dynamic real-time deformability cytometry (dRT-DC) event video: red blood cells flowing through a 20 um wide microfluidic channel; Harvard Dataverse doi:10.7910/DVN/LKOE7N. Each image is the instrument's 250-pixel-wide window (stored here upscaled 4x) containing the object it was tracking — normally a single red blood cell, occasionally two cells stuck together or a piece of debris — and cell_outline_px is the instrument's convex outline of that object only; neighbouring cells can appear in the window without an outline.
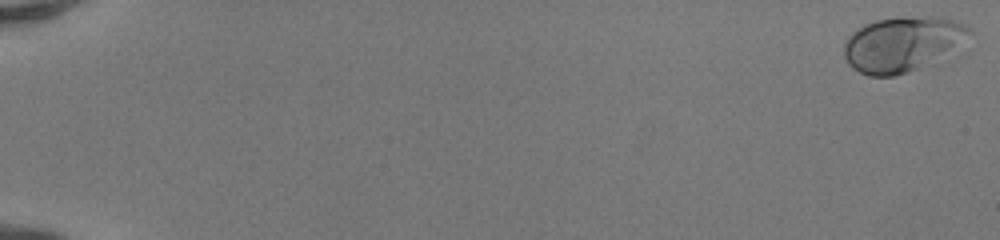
{"species": "human", "species_latin": "Homo sapiens", "temperature_condition": "room temperature", "stored_images_in_passage": 52, "camera_frame_rate_fps": 3000, "um_per_image_px": 0.085, "donor": {"sex": "female"}, "frame": {"image": 1, "passage_image": 1, "time_ms": 0.0, "image_size_px": [1000, 240], "cell_outline_px": [[972, 32], [960, 56], [940, 64], [896, 76], [868, 76], [852, 68], [848, 64], [844, 56], [844, 44], [848, 36], [852, 32], [864, 24], [876, 20], [904, 16], [932, 16], [952, 20], [968, 28]], "centroid_in_image_um": [76.87, 3.81], "position_along_channel_um": 8.1, "area_um2": 42.48}}
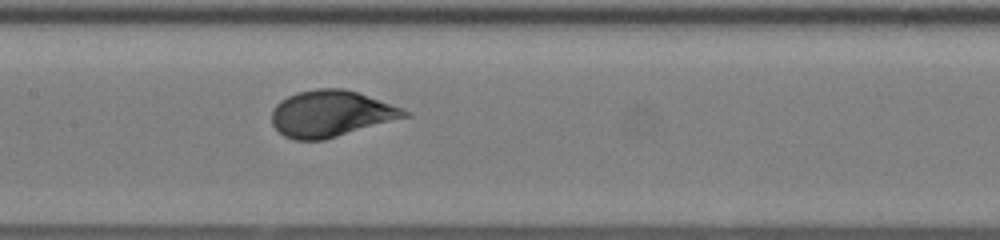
{"frame": {"image": 2, "passage_image": 28, "time_ms": 9.0, "image_size_px": [1000, 240], "cell_outline_px": [[412, 116], [324, 140], [292, 140], [284, 136], [272, 124], [272, 112], [276, 104], [280, 100], [296, 92], [316, 88], [344, 88], [356, 92], [412, 112]], "centroid_in_image_um": [28.13, 9.67], "position_along_channel_um": 179.3, "area_um2": 35.95}}
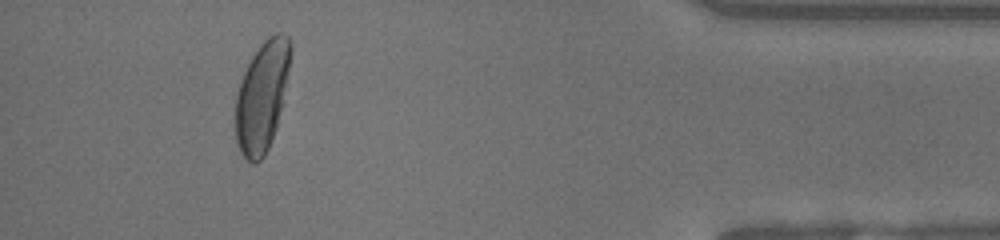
{"frame": {"image": 3, "passage_image": 48, "time_ms": 15.667, "image_size_px": [1000, 240], "cell_outline_px": [[292, 52], [284, 104], [276, 128], [268, 148], [264, 156], [256, 164], [252, 164], [240, 152], [236, 144], [232, 116], [232, 104], [240, 80], [252, 56], [260, 44], [268, 36], [276, 32], [284, 32], [288, 36], [292, 44]], "centroid_in_image_um": [22.25, 8.19], "position_along_channel_um": 413.0, "area_um2": 36.93}, "authors_computed_cell_mechanics": {"area_um2": 36.2984, "velocity_mm_per_s": 4.1458, "shape_relaxation_time_tau1_ms": 2.7851, "shape_relaxation_time_tau2_ms": null, "deformation_change_tau1": 0.1639, "deformation_change_tau2": null}}